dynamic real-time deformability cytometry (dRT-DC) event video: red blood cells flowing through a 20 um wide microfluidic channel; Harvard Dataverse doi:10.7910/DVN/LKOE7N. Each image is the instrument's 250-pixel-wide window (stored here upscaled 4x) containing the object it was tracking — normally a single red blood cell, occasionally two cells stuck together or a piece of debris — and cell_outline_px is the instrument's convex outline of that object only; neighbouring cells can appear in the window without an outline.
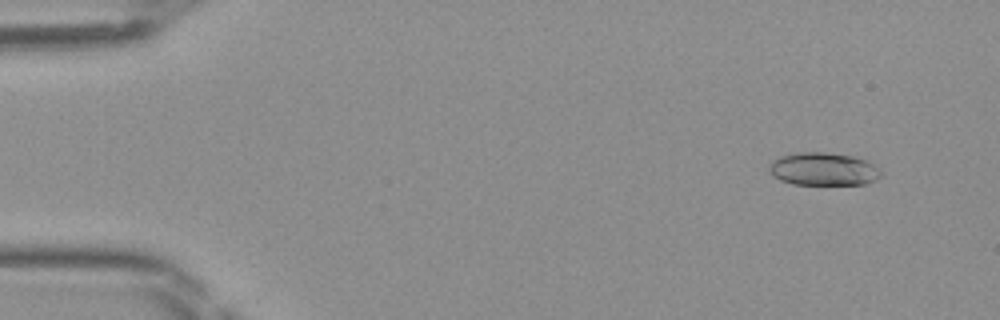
{"species": "Egyptian fruit bat (a non-hibernating species)", "species_latin": "Rousettus aegyptiacus", "temperature_condition": "room temperature", "stored_images_in_passage": 13, "camera_frame_rate_fps": 3000, "um_per_image_px": 0.085, "frame": {"image": 1, "passage_image": 4, "time_ms": 1.0, "image_size_px": [1000, 320], "cell_outline_px": [[884, 176], [876, 180], [864, 184], [792, 184], [780, 180], [772, 176], [768, 168], [768, 164], [772, 160], [780, 156], [800, 152], [824, 152], [852, 156], [868, 160], [880, 168], [884, 172]], "centroid_in_image_um": [70.02, 14.37], "position_along_channel_um": 15.0, "area_um2": 21.85}}